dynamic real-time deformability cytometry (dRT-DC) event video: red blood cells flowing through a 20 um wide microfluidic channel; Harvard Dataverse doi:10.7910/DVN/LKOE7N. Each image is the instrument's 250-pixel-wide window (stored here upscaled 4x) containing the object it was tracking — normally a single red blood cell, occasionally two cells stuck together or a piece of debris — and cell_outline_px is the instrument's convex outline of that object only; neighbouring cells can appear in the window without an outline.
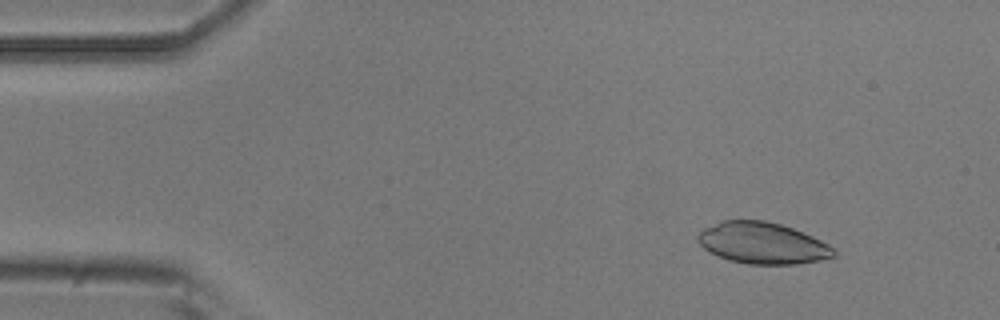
{"species": "common noctule bat (a hibernating species)", "species_latin": "Nyctalus noctula", "temperature_condition": "room temperature", "stored_images_in_passage": 3, "camera_frame_rate_fps": 3000, "um_per_image_px": 0.085, "animal": {"sex": "male", "body_mass_g": 20.5, "forearm_length_mm": 52.5}, "frame": {"image": 1, "passage_image": 1, "time_ms": 0.0, "image_size_px": [1000, 320], "cell_outline_px": [[836, 256], [820, 260], [796, 264], [748, 264], [732, 260], [720, 256], [704, 248], [696, 240], [696, 236], [704, 228], [720, 220], [764, 220], [780, 224], [792, 228], [812, 236], [828, 244], [836, 252]], "centroid_in_image_um": [64.8, 20.65], "position_along_channel_um": 20.2, "area_um2": 32.6}}